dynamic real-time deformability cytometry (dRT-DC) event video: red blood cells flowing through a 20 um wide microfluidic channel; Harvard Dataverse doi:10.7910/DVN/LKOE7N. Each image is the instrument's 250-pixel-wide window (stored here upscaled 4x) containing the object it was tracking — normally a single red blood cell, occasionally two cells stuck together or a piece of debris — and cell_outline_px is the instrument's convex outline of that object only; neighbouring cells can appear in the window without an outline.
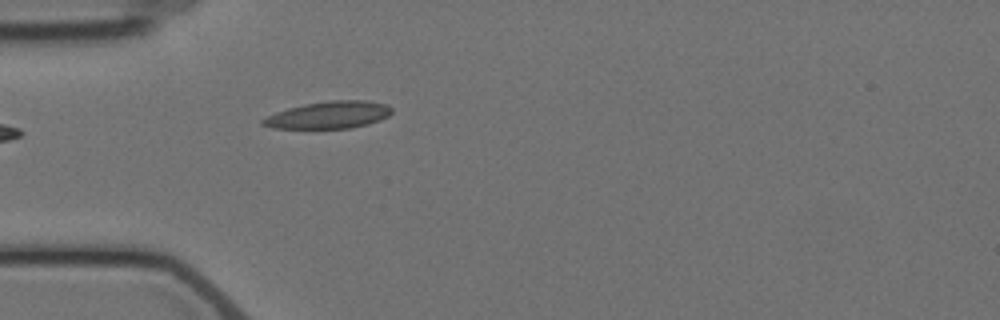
{"species": "Egyptian fruit bat (a non-hibernating species)", "species_latin": "Rousettus aegyptiacus", "temperature_condition": "cold", "stored_images_in_passage": 2, "camera_frame_rate_fps": 3000, "um_per_image_px": 0.085, "animal": {"sex": "female"}, "frame": {"image": 1, "passage_image": 2, "time_ms": 1.333, "image_size_px": [1000, 320], "cell_outline_px": [[392, 112], [388, 116], [380, 120], [368, 124], [352, 128], [272, 128], [260, 124], [260, 120], [276, 112], [288, 108], [304, 104], [332, 100], [368, 100], [388, 104], [392, 108]], "centroid_in_image_um": [27.97, 9.76], "position_along_channel_um": 57.0, "area_um2": 20.52}}